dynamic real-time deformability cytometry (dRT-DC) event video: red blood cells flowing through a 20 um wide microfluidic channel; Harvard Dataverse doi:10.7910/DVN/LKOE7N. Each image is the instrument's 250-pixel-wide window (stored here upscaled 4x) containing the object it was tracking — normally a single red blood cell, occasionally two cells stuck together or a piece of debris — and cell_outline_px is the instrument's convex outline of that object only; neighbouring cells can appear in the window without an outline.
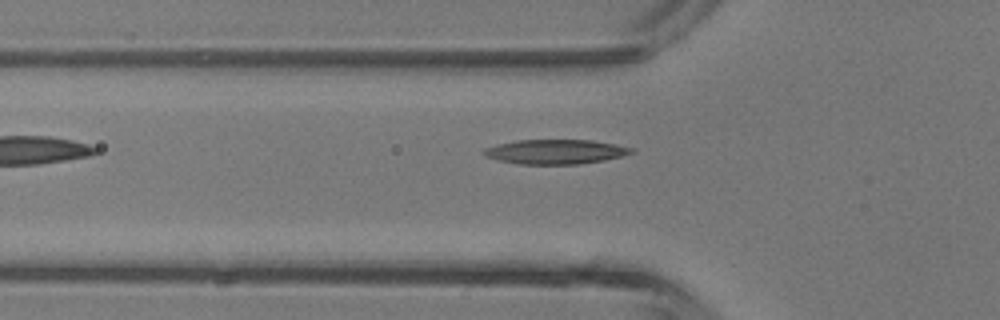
{"species": "common noctule bat (a hibernating species)", "species_latin": "Nyctalus noctula", "temperature_condition": "room temperature", "stored_images_in_passage": 5, "camera_frame_rate_fps": 3000, "um_per_image_px": 0.085, "animal": {"sex": "male", "body_mass_g": 13.3}, "frame": {"image": 1, "passage_image": 5, "time_ms": 4.667, "image_size_px": [1000, 320], "cell_outline_px": [[636, 152], [604, 160], [580, 164], [520, 164], [500, 160], [484, 156], [480, 152], [484, 148], [496, 144], [516, 140], [592, 140], [616, 144], [636, 148]], "centroid_in_image_um": [47.22, 12.89], "position_along_channel_um": 78.6, "area_um2": 21.27}}